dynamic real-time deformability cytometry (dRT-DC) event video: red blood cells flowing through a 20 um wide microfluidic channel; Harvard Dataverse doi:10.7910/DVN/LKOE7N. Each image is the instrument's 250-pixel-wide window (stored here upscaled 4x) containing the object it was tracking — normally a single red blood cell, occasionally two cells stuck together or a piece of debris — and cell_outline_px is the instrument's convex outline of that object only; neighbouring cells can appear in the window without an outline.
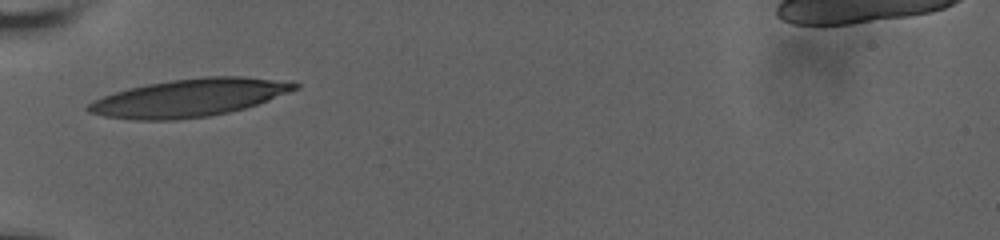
{"species": "human", "species_latin": "Homo sapiens", "temperature_condition": "room temperature", "stored_images_in_passage": 14, "camera_frame_rate_fps": 3000, "um_per_image_px": 0.085, "donor": {"sex": "male"}, "frame": {"image": 1, "passage_image": 1, "time_ms": 0.0, "image_size_px": [1000, 240], "cell_outline_px": [[300, 88], [256, 104], [244, 108], [228, 112], [208, 116], [176, 120], [136, 120], [104, 116], [88, 112], [84, 108], [92, 100], [128, 88], [148, 84], [172, 80], [204, 76], [240, 76], [292, 80], [300, 84]], "centroid_in_image_um": [16.12, 8.3], "position_along_channel_um": 68.9, "area_um2": 45.55}}
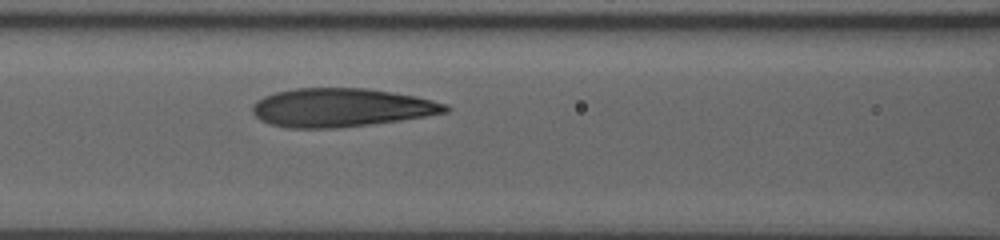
{"frame": {"image": 2, "passage_image": 9, "time_ms": 2.0, "image_size_px": [1000, 240], "cell_outline_px": [[452, 108], [448, 112], [400, 120], [336, 128], [288, 128], [272, 124], [260, 120], [252, 112], [252, 104], [256, 100], [264, 96], [276, 92], [296, 88], [364, 88], [392, 92], [416, 96], [448, 104]], "centroid_in_image_um": [28.99, 9.14], "position_along_channel_um": 137.6, "area_um2": 43.29}}
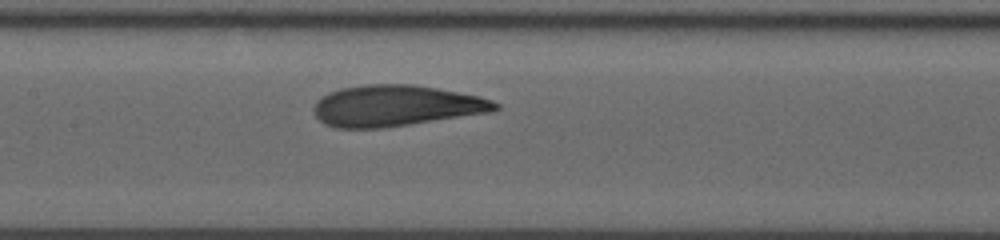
{"frame": {"image": 3, "passage_image": 13, "time_ms": 3.0, "image_size_px": [1000, 240], "cell_outline_px": [[500, 108], [496, 112], [384, 128], [336, 128], [324, 124], [316, 116], [312, 108], [312, 104], [316, 100], [328, 92], [340, 88], [364, 84], [412, 84], [436, 88], [480, 96], [492, 100], [500, 104]], "centroid_in_image_um": [33.66, 8.99], "position_along_channel_um": 173.7, "area_um2": 44.1}}